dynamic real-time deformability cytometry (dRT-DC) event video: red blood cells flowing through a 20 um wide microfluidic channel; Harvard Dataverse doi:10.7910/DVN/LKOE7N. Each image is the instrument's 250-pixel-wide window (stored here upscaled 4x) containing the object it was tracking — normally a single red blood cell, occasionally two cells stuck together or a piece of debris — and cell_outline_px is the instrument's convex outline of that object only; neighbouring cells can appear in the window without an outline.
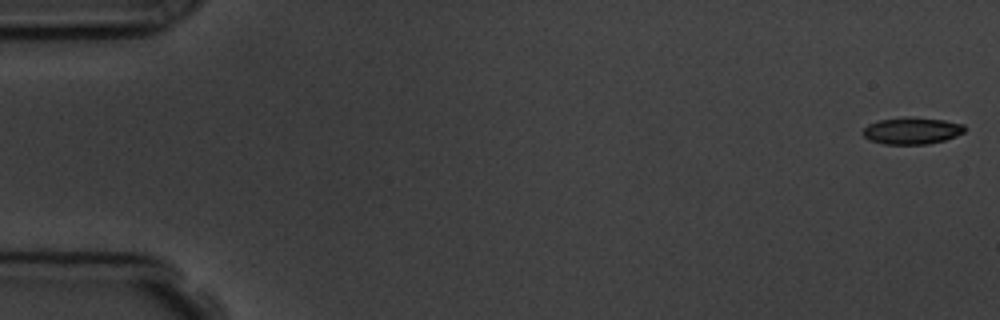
{"species": "common noctule bat (a hibernating species)", "species_latin": "Nyctalus noctula", "temperature_condition": "room temperature", "stored_images_in_passage": 9, "camera_frame_rate_fps": 3000, "um_per_image_px": 0.085, "animal": {"sex": "male", "body_mass_g": 19.5, "forearm_length_mm": 54.6}, "frame": {"image": 1, "passage_image": 1, "time_ms": 0.0, "image_size_px": [1000, 320], "cell_outline_px": [[964, 132], [956, 136], [944, 140], [928, 144], [884, 144], [868, 140], [864, 136], [864, 128], [868, 124], [880, 120], [904, 116], [908, 116], [944, 120], [964, 124]], "centroid_in_image_um": [77.51, 11.1], "position_along_channel_um": 7.5, "area_um2": 15.95}}
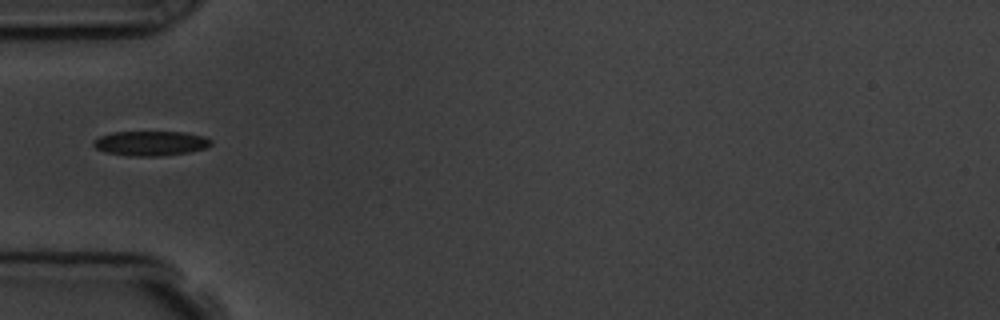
{"frame": {"image": 2, "passage_image": 6, "time_ms": 5.667, "image_size_px": [1000, 320], "cell_outline_px": [[212, 144], [204, 148], [188, 152], [160, 156], [128, 156], [104, 152], [96, 148], [92, 144], [92, 140], [100, 136], [112, 132], [184, 132], [204, 136], [212, 140]], "centroid_in_image_um": [12.77, 12.18], "position_along_channel_um": 72.2, "area_um2": 16.99}}
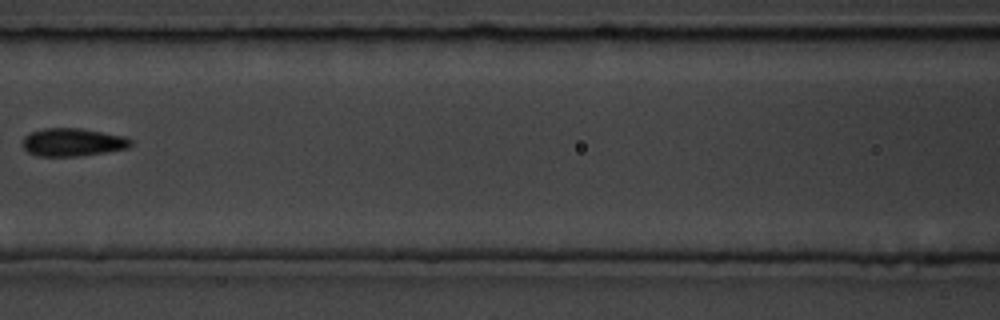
{"frame": {"image": 3, "passage_image": 8, "time_ms": 8.0, "image_size_px": [1000, 320], "cell_outline_px": [[132, 144], [128, 148], [104, 152], [76, 156], [40, 156], [28, 152], [20, 144], [24, 136], [32, 132], [44, 128], [80, 128], [124, 136], [132, 140]], "centroid_in_image_um": [6.15, 12.08], "position_along_channel_um": 160.5, "area_um2": 17.57}}